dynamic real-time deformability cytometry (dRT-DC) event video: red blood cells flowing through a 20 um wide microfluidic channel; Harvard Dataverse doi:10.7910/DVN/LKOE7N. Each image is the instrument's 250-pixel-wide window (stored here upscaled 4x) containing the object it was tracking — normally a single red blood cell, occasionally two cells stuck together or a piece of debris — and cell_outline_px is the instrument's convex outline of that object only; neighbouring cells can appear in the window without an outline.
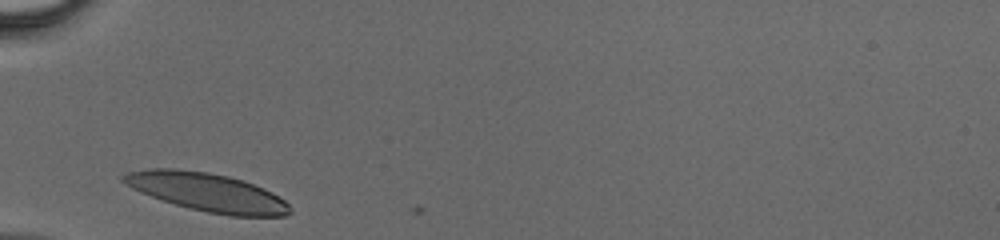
{"species": "human", "species_latin": "Homo sapiens", "temperature_condition": "cold", "stored_images_in_passage": 23, "camera_frame_rate_fps": 3000, "um_per_image_px": 0.085, "donor": {"sex": "male"}, "frame": {"image": 1, "passage_image": 1, "time_ms": 0.0, "image_size_px": [1000, 240], "cell_outline_px": [[292, 212], [284, 216], [228, 216], [188, 208], [140, 192], [124, 184], [120, 180], [120, 176], [128, 172], [148, 168], [176, 168], [208, 172], [228, 176], [244, 180], [264, 188], [272, 192], [284, 200], [288, 204]], "centroid_in_image_um": [17.6, 16.32], "position_along_channel_um": 67.4, "area_um2": 37.34}}
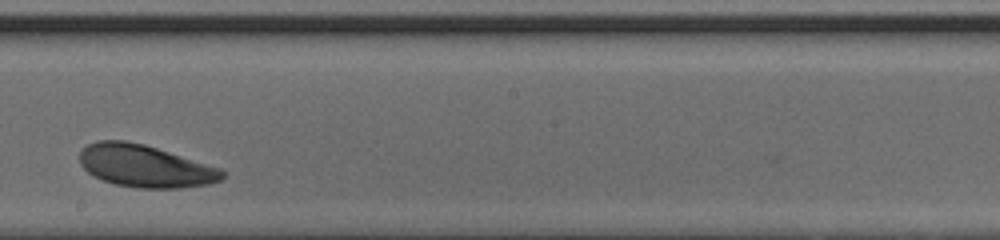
{"frame": {"image": 2, "passage_image": 13, "time_ms": 4.0, "image_size_px": [1000, 240], "cell_outline_px": [[224, 176], [220, 180], [208, 184], [180, 188], [136, 188], [116, 184], [104, 180], [88, 172], [80, 164], [80, 152], [88, 144], [96, 140], [124, 140], [144, 144], [220, 168], [224, 172]], "centroid_in_image_um": [12.32, 14.11], "position_along_channel_um": 235.9, "area_um2": 34.85}}
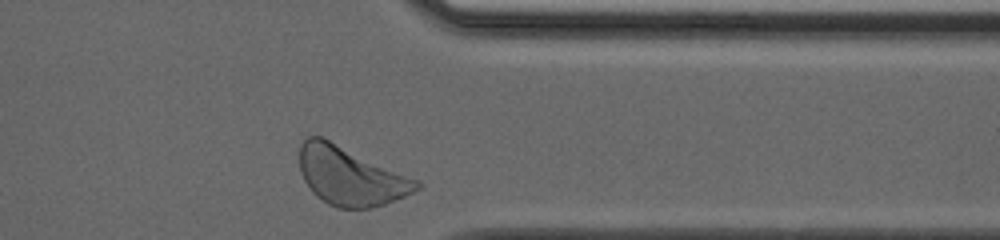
{"frame": {"image": 3, "passage_image": 23, "time_ms": 7.333, "image_size_px": [1000, 240], "cell_outline_px": [[420, 188], [404, 196], [384, 204], [372, 208], [336, 208], [328, 204], [316, 196], [312, 192], [304, 180], [300, 172], [300, 144], [308, 136], [320, 136], [416, 180], [420, 184]], "centroid_in_image_um": [29.72, 14.99], "position_along_channel_um": 381.7, "area_um2": 39.02}}